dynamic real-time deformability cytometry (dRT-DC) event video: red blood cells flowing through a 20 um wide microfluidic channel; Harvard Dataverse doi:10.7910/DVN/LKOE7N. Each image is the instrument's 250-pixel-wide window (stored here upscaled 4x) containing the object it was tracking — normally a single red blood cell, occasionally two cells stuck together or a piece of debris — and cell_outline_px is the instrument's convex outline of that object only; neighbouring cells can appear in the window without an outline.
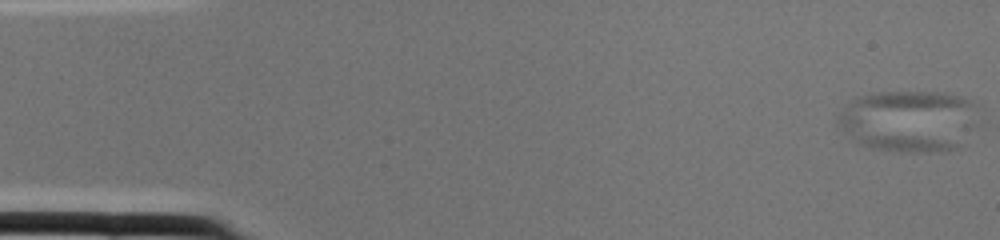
{"species": "common noctule bat (a hibernating species)", "species_latin": "Nyctalus noctula", "temperature_condition": "cold", "stored_images_in_passage": 2, "camera_frame_rate_fps": 3000, "um_per_image_px": 0.085, "animal": {"sex": "female", "body_mass_g": 22.0, "forearm_length_mm": 56.7}, "frame": {"image": 1, "passage_image": 1, "time_ms": 0.0, "image_size_px": [1000, 240], "cell_outline_px": [[984, 124], [980, 128], [956, 148], [944, 152], [900, 152], [872, 148], [856, 144], [836, 124], [836, 116], [856, 96], [880, 92], [944, 92], [960, 96], [972, 100], [980, 104], [984, 120]], "centroid_in_image_um": [77.41, 10.29], "position_along_channel_um": 7.6, "area_um2": 52.83}}